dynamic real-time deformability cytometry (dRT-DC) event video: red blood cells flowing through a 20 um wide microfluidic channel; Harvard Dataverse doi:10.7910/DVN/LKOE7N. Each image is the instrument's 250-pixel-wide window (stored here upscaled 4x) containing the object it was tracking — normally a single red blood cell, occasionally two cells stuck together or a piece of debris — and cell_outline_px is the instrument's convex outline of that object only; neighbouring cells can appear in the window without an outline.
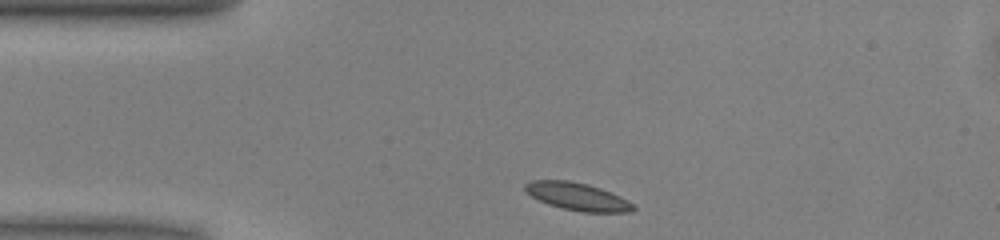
{"species": "common noctule bat (a hibernating species)", "species_latin": "Nyctalus noctula", "temperature_condition": "warm", "stored_images_in_passage": 41, "camera_frame_rate_fps": 3000, "um_per_image_px": 0.085, "animal": {"sex": "male", "body_mass_g": 13.0, "forearm_length_mm": 53.1}, "frame": {"image": 1, "passage_image": 1, "time_ms": 0.0, "image_size_px": [1000, 240], "cell_outline_px": [[636, 208], [632, 212], [580, 212], [548, 204], [532, 196], [524, 188], [524, 184], [532, 180], [568, 180], [588, 184], [600, 188], [620, 196], [628, 200]], "centroid_in_image_um": [49.1, 16.7], "position_along_channel_um": 35.9, "area_um2": 17.28}}
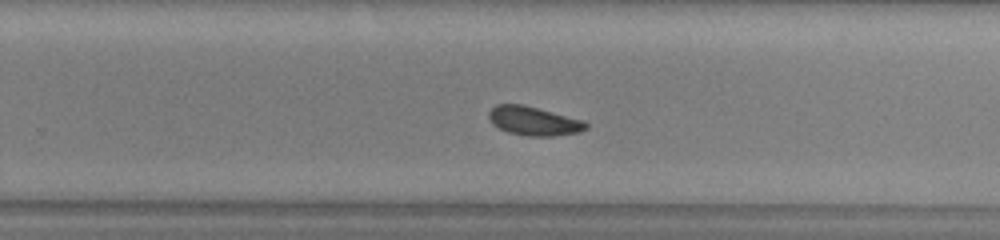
{"frame": {"image": 2, "passage_image": 22, "time_ms": 7.0, "image_size_px": [1000, 240], "cell_outline_px": [[588, 128], [580, 132], [556, 136], [528, 136], [508, 132], [492, 124], [488, 116], [488, 112], [496, 104], [524, 104], [584, 120], [588, 124]], "centroid_in_image_um": [45.39, 10.28], "position_along_channel_um": 284.4, "area_um2": 16.53}}
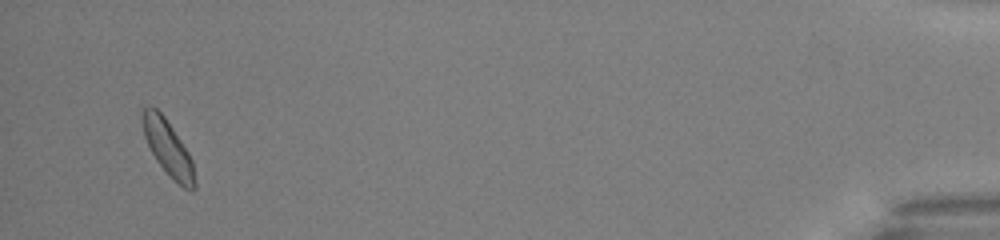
{"frame": {"image": 3, "passage_image": 39, "time_ms": 12.667, "image_size_px": [1000, 240], "cell_outline_px": [[196, 188], [192, 192], [184, 188], [156, 160], [144, 136], [140, 116], [140, 108], [144, 104], [152, 104], [164, 116], [188, 152], [192, 160], [196, 184]], "centroid_in_image_um": [14.23, 12.48], "position_along_channel_um": 421.0, "area_um2": 16.82}, "authors_computed_cell_mechanics": {"area_um2": 16.6464, "velocity_mm_per_s": 3.9928, "shape_relaxation_time_tau1_ms": 3.7302, "shape_relaxation_time_tau2_ms": 3.6882, "deformation_change_tau1": 0.0797, "deformation_change_tau2": 0.0721}}